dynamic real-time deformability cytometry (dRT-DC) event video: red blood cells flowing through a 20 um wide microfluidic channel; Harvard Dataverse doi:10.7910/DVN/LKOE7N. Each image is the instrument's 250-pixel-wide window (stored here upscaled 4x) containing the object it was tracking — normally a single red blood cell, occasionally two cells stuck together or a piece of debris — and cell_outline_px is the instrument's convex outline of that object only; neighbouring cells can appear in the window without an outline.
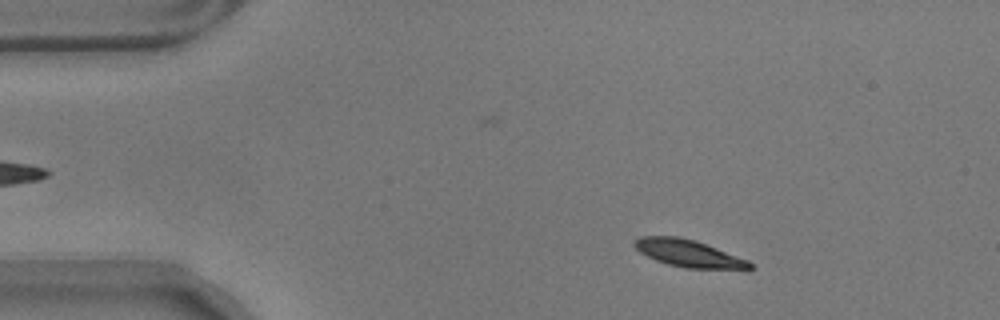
{"species": "common noctule bat (a hibernating species)", "species_latin": "Nyctalus noctula", "temperature_condition": "warm", "stored_images_in_passage": 56, "camera_frame_rate_fps": 3000, "um_per_image_px": 0.085, "animal": {"sex": "male", "body_mass_g": 17.9}, "frame": {"image": 1, "passage_image": 6, "time_ms": 1.667, "image_size_px": [1000, 320], "cell_outline_px": [[756, 268], [688, 268], [668, 264], [656, 260], [640, 252], [632, 244], [632, 240], [640, 236], [676, 236], [696, 240], [748, 260]], "centroid_in_image_um": [58.47, 21.51], "position_along_channel_um": 26.5, "area_um2": 18.03}}
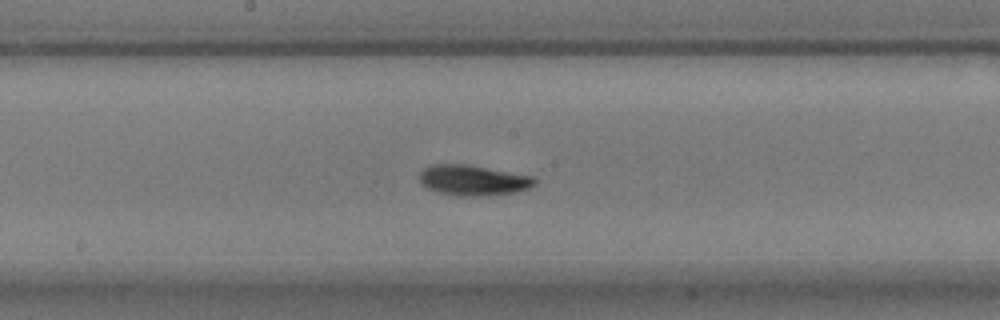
{"frame": {"image": 2, "passage_image": 27, "time_ms": 8.667, "image_size_px": [1000, 320], "cell_outline_px": [[536, 184], [528, 188], [516, 192], [480, 196], [460, 196], [436, 192], [420, 184], [420, 172], [424, 168], [432, 164], [468, 164], [532, 176], [536, 180]], "centroid_in_image_um": [40.19, 15.32], "position_along_channel_um": 208.0, "area_um2": 20.46}}
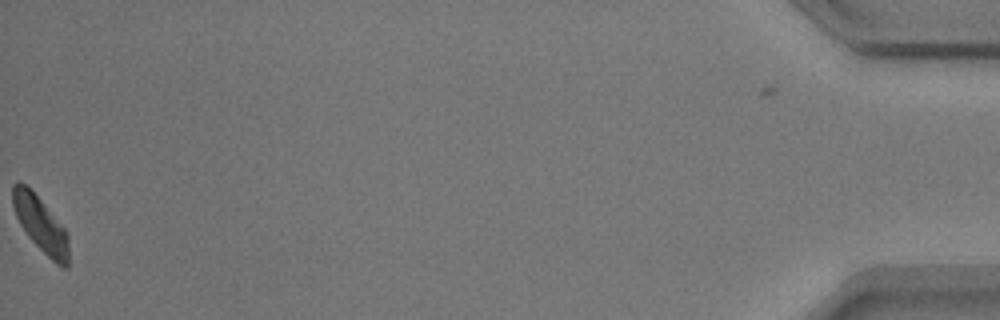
{"frame": {"image": 3, "passage_image": 55, "time_ms": 18.0, "image_size_px": [1000, 320], "cell_outline_px": [[68, 268], [64, 268], [56, 264], [28, 236], [20, 224], [16, 216], [12, 204], [12, 184], [24, 184], [40, 200], [64, 228], [68, 236]], "centroid_in_image_um": [3.45, 19.11], "position_along_channel_um": 431.7, "area_um2": 17.46}, "authors_computed_cell_mechanics": {"area_um2": 18.9006, "velocity_mm_per_s": 3.4766, "shape_relaxation_time_tau1_ms": 2.5856, "shape_relaxation_time_tau2_ms": null, "deformation_change_tau1": 0.1052, "deformation_change_tau2": null}}